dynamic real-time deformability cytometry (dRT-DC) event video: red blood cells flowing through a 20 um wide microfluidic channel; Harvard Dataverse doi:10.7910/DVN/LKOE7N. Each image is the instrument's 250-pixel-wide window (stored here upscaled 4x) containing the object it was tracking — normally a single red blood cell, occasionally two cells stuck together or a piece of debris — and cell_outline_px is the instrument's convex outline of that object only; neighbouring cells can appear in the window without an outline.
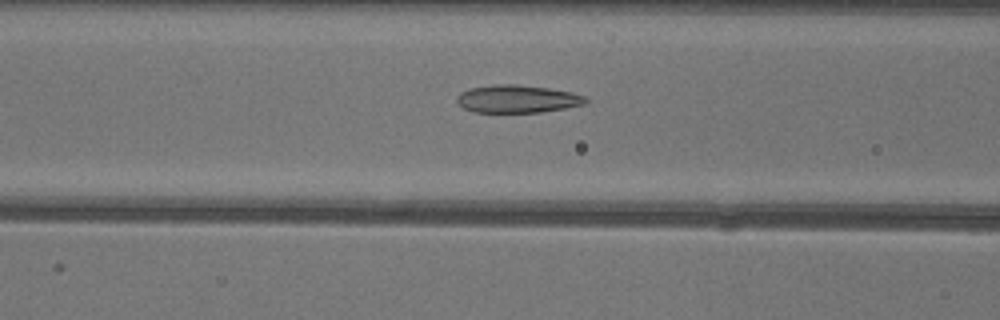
{"species": "common noctule bat (a hibernating species)", "species_latin": "Nyctalus noctula", "temperature_condition": "warm", "stored_images_in_passage": 51, "camera_frame_rate_fps": 3000, "um_per_image_px": 0.085, "animal": {"sex": "female"}, "frame": {"image": 1, "passage_image": 20, "time_ms": 6.333, "image_size_px": [1000, 320], "cell_outline_px": [[588, 100], [584, 104], [564, 108], [540, 112], [472, 112], [464, 108], [456, 100], [456, 96], [460, 92], [468, 88], [496, 84], [516, 84], [548, 88], [572, 92], [584, 96]], "centroid_in_image_um": [43.93, 8.4], "position_along_channel_um": 122.7, "area_um2": 20.81}}
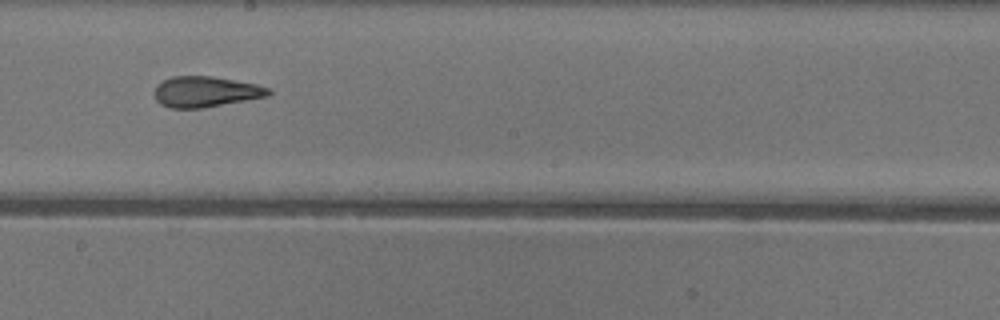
{"frame": {"image": 2, "passage_image": 28, "time_ms": 9.0, "image_size_px": [1000, 320], "cell_outline_px": [[272, 92], [268, 96], [204, 108], [168, 108], [160, 104], [156, 100], [156, 84], [172, 76], [212, 76], [256, 84], [268, 88]], "centroid_in_image_um": [17.47, 7.8], "position_along_channel_um": 230.7, "area_um2": 20.35}}
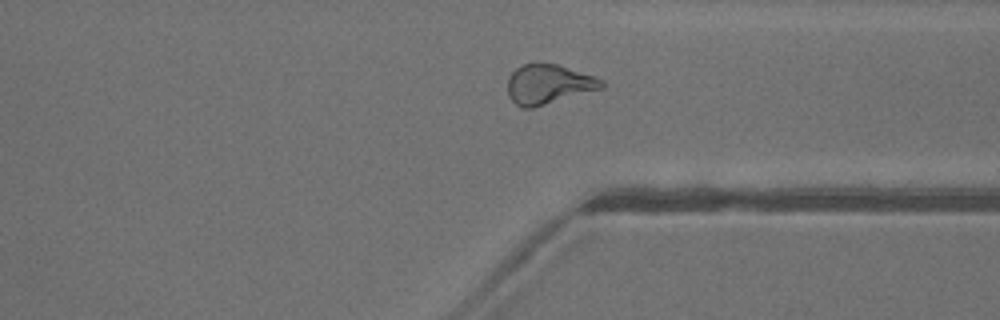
{"frame": {"image": 3, "passage_image": 38, "time_ms": 12.333, "image_size_px": [1000, 320], "cell_outline_px": [[604, 88], [532, 108], [524, 108], [516, 104], [508, 96], [508, 80], [512, 72], [516, 68], [524, 64], [556, 64], [596, 76], [604, 80]], "centroid_in_image_um": [46.65, 7.17], "position_along_channel_um": 364.7, "area_um2": 21.56}, "authors_computed_cell_mechanics": {"area_um2": 22.4842, "velocity_mm_per_s": 4.0542, "shape_relaxation_time_tau1_ms": null, "shape_relaxation_time_tau2_ms": 1.9749, "deformation_change_tau1": null, "deformation_change_tau2": 0.0935}}